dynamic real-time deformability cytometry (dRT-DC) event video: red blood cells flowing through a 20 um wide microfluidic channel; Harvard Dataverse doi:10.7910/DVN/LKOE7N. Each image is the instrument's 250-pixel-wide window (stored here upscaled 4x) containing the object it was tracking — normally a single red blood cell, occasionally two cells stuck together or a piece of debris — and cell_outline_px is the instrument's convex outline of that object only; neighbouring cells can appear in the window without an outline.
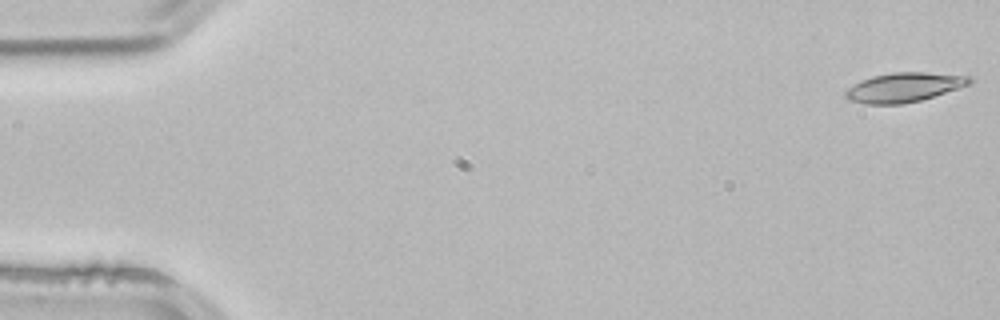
{"species": "common noctule bat (a hibernating species)", "species_latin": "Nyctalus noctula", "temperature_condition": "room temperature", "stored_images_in_passage": 4, "camera_frame_rate_fps": 3000, "um_per_image_px": 0.085, "animal": {"sex": "male", "body_mass_g": 21.5, "forearm_length_mm": 52.0}, "frame": {"image": 1, "passage_image": 1, "time_ms": 0.0, "image_size_px": [1000, 320], "cell_outline_px": [[976, 80], [968, 84], [920, 100], [900, 104], [864, 104], [848, 100], [844, 96], [844, 92], [848, 88], [860, 80], [872, 76], [892, 72], [924, 72], [972, 76]], "centroid_in_image_um": [76.8, 7.41], "position_along_channel_um": 8.2, "area_um2": 21.15}}
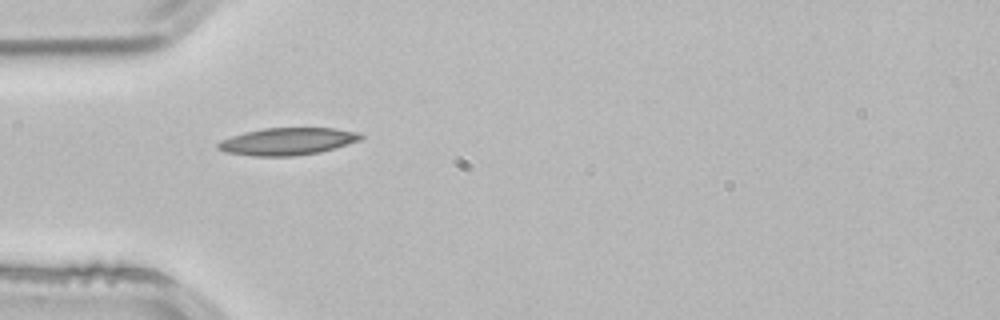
{"frame": {"image": 2, "passage_image": 4, "time_ms": 1.0, "image_size_px": [1000, 320], "cell_outline_px": [[364, 136], [360, 140], [320, 152], [296, 156], [252, 156], [224, 152], [216, 148], [216, 144], [220, 140], [244, 132], [264, 128], [336, 128], [360, 132]], "centroid_in_image_um": [24.41, 12.02], "position_along_channel_um": 60.6, "area_um2": 22.83}}